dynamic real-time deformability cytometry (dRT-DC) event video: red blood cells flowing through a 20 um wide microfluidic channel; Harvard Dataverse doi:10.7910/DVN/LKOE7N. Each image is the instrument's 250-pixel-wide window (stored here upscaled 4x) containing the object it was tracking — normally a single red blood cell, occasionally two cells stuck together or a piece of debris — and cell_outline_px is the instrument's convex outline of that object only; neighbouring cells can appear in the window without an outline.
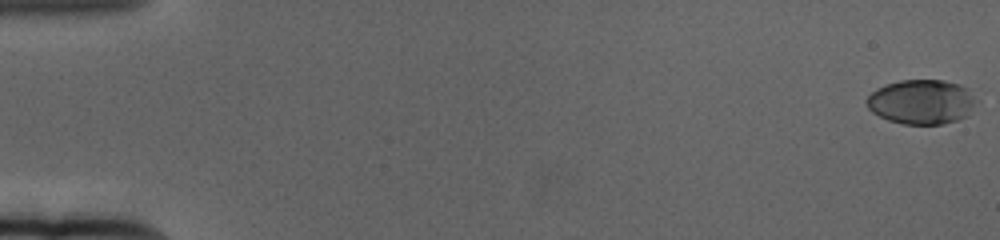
{"species": "human", "species_latin": "Homo sapiens", "temperature_condition": "cold", "stored_images_in_passage": 18, "camera_frame_rate_fps": 3000, "um_per_image_px": 0.085, "donor": {"sex": "female"}, "frame": {"image": 1, "passage_image": 1, "time_ms": 0.0, "image_size_px": [1000, 240], "cell_outline_px": [[980, 100], [968, 116], [944, 124], [904, 124], [888, 120], [872, 112], [868, 108], [864, 100], [876, 88], [900, 80], [944, 80], [960, 84], [968, 88]], "centroid_in_image_um": [78.38, 8.65], "position_along_channel_um": 6.6, "area_um2": 28.96}}